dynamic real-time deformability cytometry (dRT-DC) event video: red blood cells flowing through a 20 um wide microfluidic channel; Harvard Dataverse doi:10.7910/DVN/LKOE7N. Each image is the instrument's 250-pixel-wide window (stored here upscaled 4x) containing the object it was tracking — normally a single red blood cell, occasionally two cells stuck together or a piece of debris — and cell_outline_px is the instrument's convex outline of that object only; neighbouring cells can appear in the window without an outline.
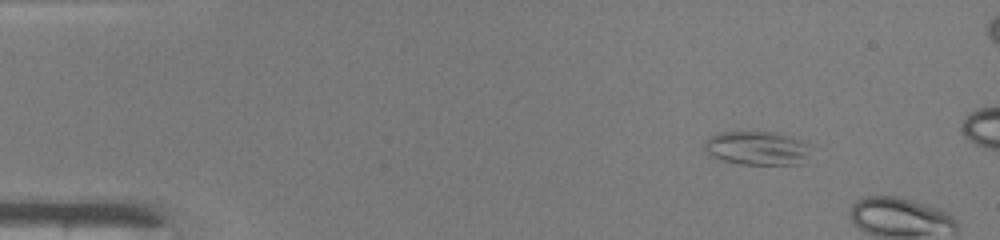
{"species": "common noctule bat (a hibernating species)", "species_latin": "Nyctalus noctula", "temperature_condition": "warm", "stored_images_in_passage": 4, "camera_frame_rate_fps": 3000, "um_per_image_px": 0.085, "animal": {"sex": "male", "body_mass_g": 19.0, "forearm_length_mm": 50.8}, "frame": {"image": 1, "passage_image": 1, "time_ms": 0.0, "image_size_px": [1000, 240], "cell_outline_px": [[808, 144], [804, 164], [740, 164], [708, 156], [704, 148], [704, 140], [708, 136], [716, 132], [772, 132], [792, 136], [804, 140]], "centroid_in_image_um": [64.28, 12.58], "position_along_channel_um": 20.7, "area_um2": 21.1}}